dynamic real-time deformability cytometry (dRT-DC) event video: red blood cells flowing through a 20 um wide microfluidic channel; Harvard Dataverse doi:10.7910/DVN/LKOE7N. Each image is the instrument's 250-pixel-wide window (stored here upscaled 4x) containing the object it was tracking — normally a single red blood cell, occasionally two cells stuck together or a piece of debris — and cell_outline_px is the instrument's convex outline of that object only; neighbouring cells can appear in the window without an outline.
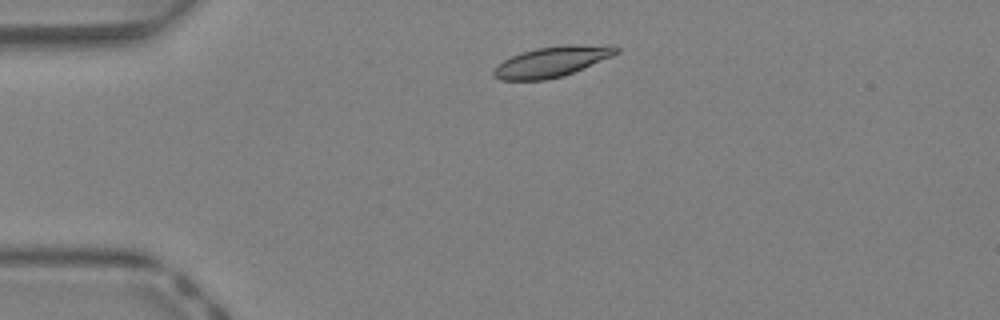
{"species": "Egyptian fruit bat (a non-hibernating species)", "species_latin": "Rousettus aegyptiacus", "temperature_condition": "warm", "stored_images_in_passage": 34, "camera_frame_rate_fps": 3000, "um_per_image_px": 0.085, "animal": {"sex": "female"}, "frame": {"image": 1, "passage_image": 1, "time_ms": 0.0, "image_size_px": [1000, 320], "cell_outline_px": [[620, 52], [612, 56], [564, 76], [548, 80], [500, 80], [492, 76], [492, 72], [504, 60], [512, 56], [536, 48], [564, 44], [612, 44], [620, 48]], "centroid_in_image_um": [46.98, 5.23], "position_along_channel_um": 38.0, "area_um2": 21.96}}
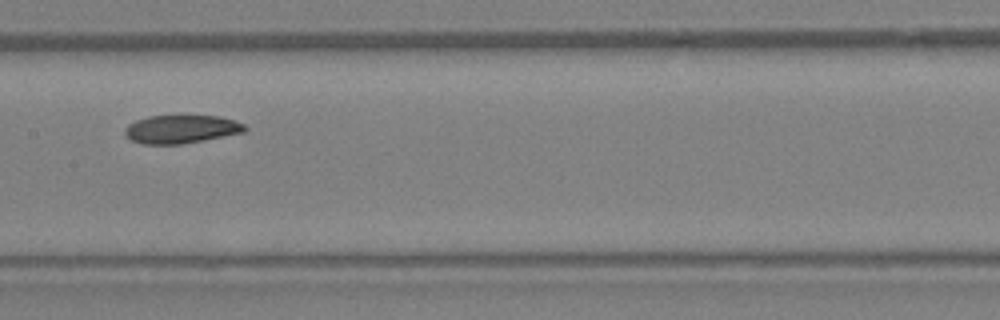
{"frame": {"image": 2, "passage_image": 13, "time_ms": 4.0, "image_size_px": [1000, 320], "cell_outline_px": [[248, 128], [244, 132], [180, 144], [144, 144], [132, 140], [124, 132], [124, 128], [128, 124], [136, 120], [148, 116], [220, 116], [244, 124]], "centroid_in_image_um": [15.38, 10.97], "position_along_channel_um": 192.0, "area_um2": 19.48}}
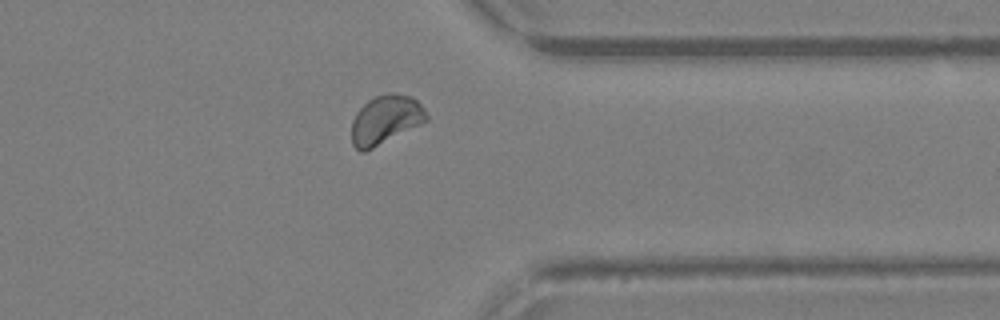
{"frame": {"image": 3, "passage_image": 25, "time_ms": 8.0, "image_size_px": [1000, 320], "cell_outline_px": [[428, 120], [364, 152], [360, 152], [352, 144], [352, 120], [356, 112], [368, 100], [376, 96], [388, 92], [392, 92], [412, 96], [424, 108], [428, 116]], "centroid_in_image_um": [32.76, 10.15], "position_along_channel_um": 378.6, "area_um2": 21.15}, "authors_computed_cell_mechanics": {"area_um2": 21.0392, "velocity_mm_per_s": 4.8077, "shape_relaxation_time_tau1_ms": 4.0579, "shape_relaxation_time_tau2_ms": 7.7029, "deformation_change_tau1": 0.1139, "deformation_change_tau2": 0.0986}}